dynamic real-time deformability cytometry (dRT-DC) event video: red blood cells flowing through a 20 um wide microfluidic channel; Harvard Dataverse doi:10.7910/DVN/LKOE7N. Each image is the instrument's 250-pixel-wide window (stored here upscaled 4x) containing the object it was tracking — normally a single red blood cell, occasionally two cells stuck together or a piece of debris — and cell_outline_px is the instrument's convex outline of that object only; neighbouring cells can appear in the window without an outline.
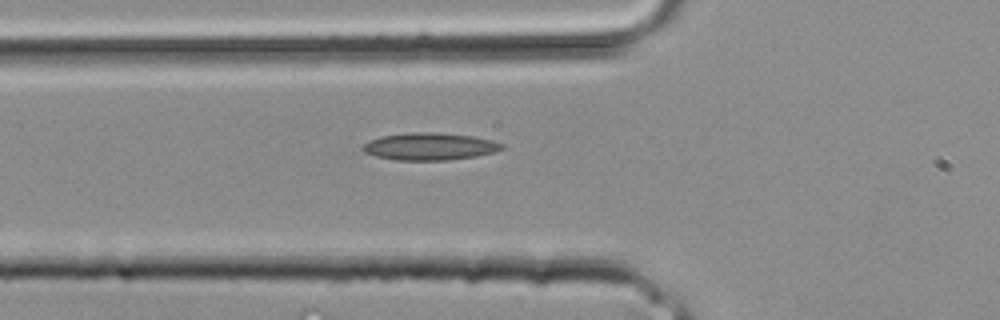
{"species": "common noctule bat (a hibernating species)", "species_latin": "Nyctalus noctula", "temperature_condition": "room temperature", "stored_images_in_passage": 32, "camera_frame_rate_fps": 3000, "um_per_image_px": 0.085, "animal": {"sex": "male", "body_mass_g": 20.4}, "frame": {"image": 1, "passage_image": 12, "time_ms": 3.667, "image_size_px": [1000, 320], "cell_outline_px": [[504, 148], [492, 152], [476, 156], [448, 160], [396, 160], [376, 156], [364, 152], [360, 148], [360, 144], [368, 140], [380, 136], [412, 132], [432, 132], [472, 136], [492, 140], [504, 144]], "centroid_in_image_um": [36.45, 12.44], "position_along_channel_um": 89.3, "area_um2": 22.2}}
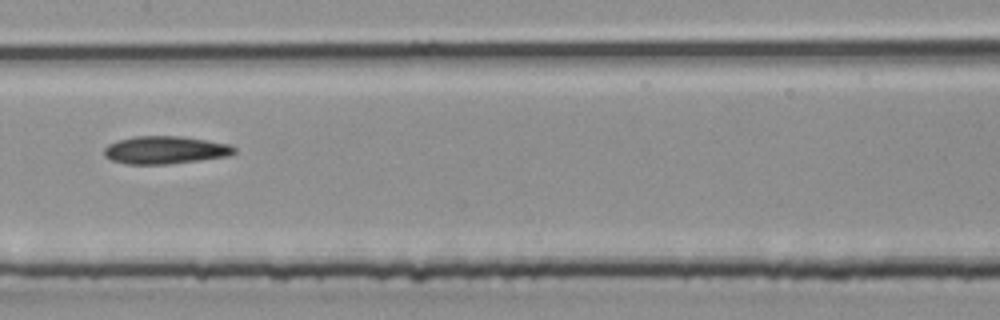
{"frame": {"image": 2, "passage_image": 17, "time_ms": 5.333, "image_size_px": [1000, 320], "cell_outline_px": [[236, 152], [228, 156], [168, 164], [128, 164], [112, 160], [104, 156], [104, 148], [108, 144], [116, 140], [136, 136], [180, 136], [228, 144], [236, 148]], "centroid_in_image_um": [14.0, 12.75], "position_along_channel_um": 193.4, "area_um2": 20.92}}
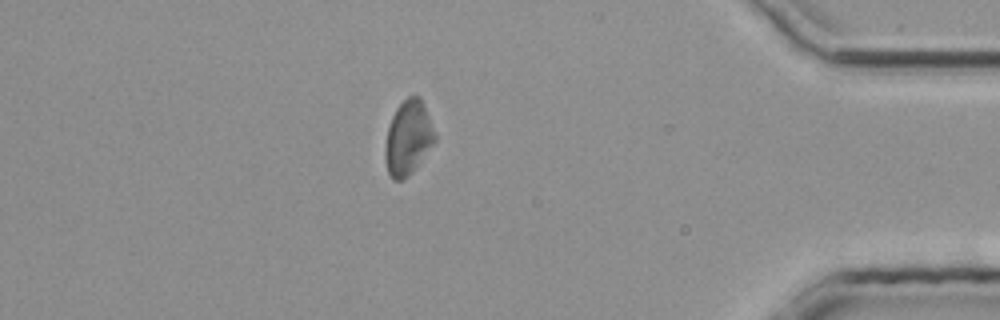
{"frame": {"image": 3, "passage_image": 29, "time_ms": 9.333, "image_size_px": [1000, 320], "cell_outline_px": [[436, 140], [412, 172], [404, 180], [392, 180], [388, 176], [384, 156], [388, 128], [392, 116], [396, 108], [408, 96], [420, 96], [436, 136]], "centroid_in_image_um": [34.67, 11.75], "position_along_channel_um": 400.5, "area_um2": 21.33}}